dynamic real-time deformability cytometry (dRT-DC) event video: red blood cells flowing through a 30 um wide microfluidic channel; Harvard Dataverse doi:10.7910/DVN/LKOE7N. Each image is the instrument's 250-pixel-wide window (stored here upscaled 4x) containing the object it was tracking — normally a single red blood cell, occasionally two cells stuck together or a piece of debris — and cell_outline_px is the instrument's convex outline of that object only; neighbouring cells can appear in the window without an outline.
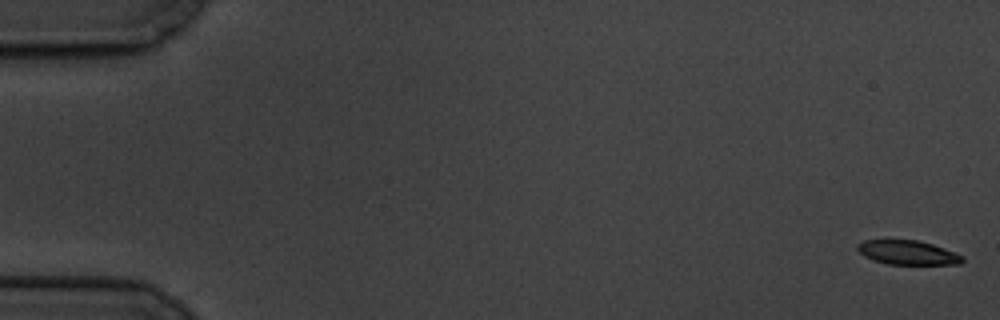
{"species": "common noctule bat (a hibernating species)", "species_latin": "Nyctalus noctula", "temperature_condition": "cold", "stored_images_in_passage": 5, "camera_frame_rate_fps": 3000, "um_per_image_px": 0.085, "animal": {"sex": "male", "body_mass_g": 19.5, "forearm_length_mm": 54.6}, "frame": {"image": 1, "passage_image": 1, "time_ms": 0.0, "image_size_px": [1000, 320], "cell_outline_px": [[964, 260], [960, 264], [888, 264], [872, 260], [864, 256], [856, 248], [856, 244], [864, 240], [916, 240], [932, 244], [944, 248], [964, 256]], "centroid_in_image_um": [77.14, 21.47], "position_along_channel_um": 7.9, "area_um2": 14.8}}
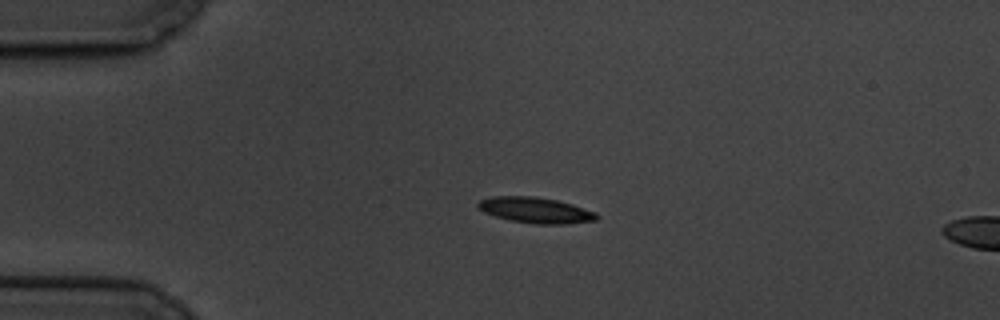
{"frame": {"image": 2, "passage_image": 4, "time_ms": 4.333, "image_size_px": [1000, 320], "cell_outline_px": [[600, 216], [596, 220], [568, 224], [532, 224], [512, 220], [496, 216], [484, 212], [476, 204], [480, 200], [492, 196], [536, 196], [556, 200], [572, 204], [596, 212]], "centroid_in_image_um": [45.56, 17.86], "position_along_channel_um": 39.4, "area_um2": 17.8}}